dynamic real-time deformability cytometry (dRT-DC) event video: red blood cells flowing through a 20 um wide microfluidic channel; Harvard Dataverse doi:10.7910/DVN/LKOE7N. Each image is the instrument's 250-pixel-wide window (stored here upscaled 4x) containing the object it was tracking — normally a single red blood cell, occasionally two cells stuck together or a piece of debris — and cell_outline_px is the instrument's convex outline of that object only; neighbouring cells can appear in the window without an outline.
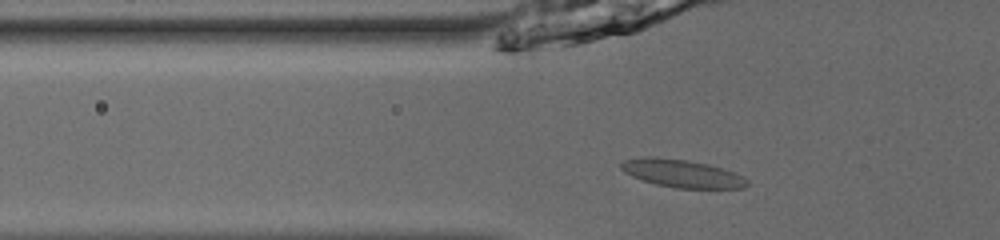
{"species": "common noctule bat (a hibernating species)", "species_latin": "Nyctalus noctula", "temperature_condition": "room temperature", "stored_images_in_passage": 53, "camera_frame_rate_fps": 3000, "um_per_image_px": 0.085, "animal": {"sex": "male", "body_mass_g": 13.0, "forearm_length_mm": 53.1}, "frame": {"image": 1, "passage_image": 20, "time_ms": 6.333, "image_size_px": [1000, 240], "cell_outline_px": [[748, 184], [744, 188], [676, 188], [656, 184], [632, 176], [624, 172], [620, 168], [620, 164], [624, 160], [640, 156], [656, 156], [688, 160], [708, 164], [744, 176], [748, 180]], "centroid_in_image_um": [57.93, 14.73], "position_along_channel_um": 67.9, "area_um2": 20.52}}
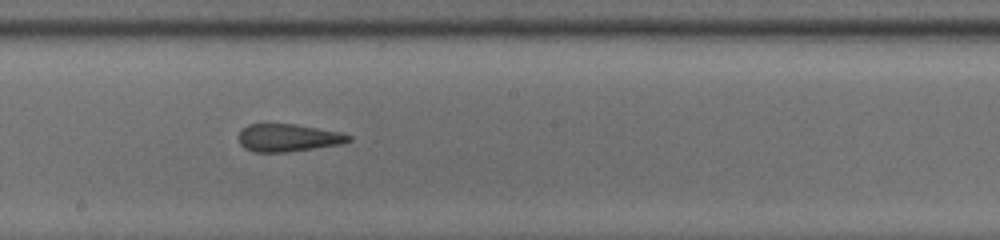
{"frame": {"image": 2, "passage_image": 32, "time_ms": 10.333, "image_size_px": [1000, 240], "cell_outline_px": [[352, 140], [340, 144], [288, 152], [252, 152], [244, 148], [240, 144], [236, 136], [248, 124], [296, 124], [340, 132], [352, 136]], "centroid_in_image_um": [24.46, 11.71], "position_along_channel_um": 223.7, "area_um2": 17.8}}
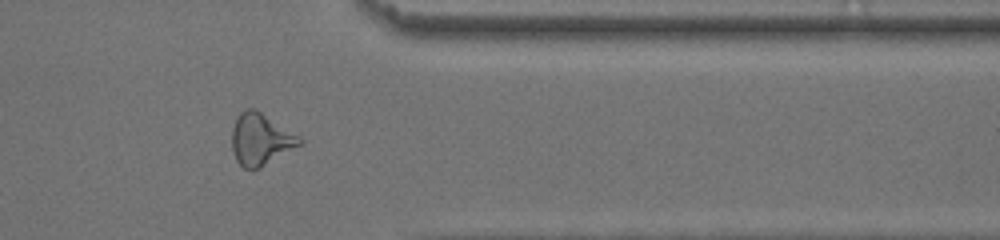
{"frame": {"image": 3, "passage_image": 45, "time_ms": 14.667, "image_size_px": [1000, 240], "cell_outline_px": [[304, 140], [300, 144], [260, 168], [244, 168], [236, 160], [232, 148], [232, 128], [236, 116], [244, 108], [256, 108], [300, 136]], "centroid_in_image_um": [22.13, 11.8], "position_along_channel_um": 389.3, "area_um2": 20.4}, "authors_computed_cell_mechanics": {"area_um2": 19.7676, "velocity_mm_per_s": 3.9307, "shape_relaxation_time_tau1_ms": null, "shape_relaxation_time_tau2_ms": 1.6405, "deformation_change_tau1": null, "deformation_change_tau2": 0.1069}}